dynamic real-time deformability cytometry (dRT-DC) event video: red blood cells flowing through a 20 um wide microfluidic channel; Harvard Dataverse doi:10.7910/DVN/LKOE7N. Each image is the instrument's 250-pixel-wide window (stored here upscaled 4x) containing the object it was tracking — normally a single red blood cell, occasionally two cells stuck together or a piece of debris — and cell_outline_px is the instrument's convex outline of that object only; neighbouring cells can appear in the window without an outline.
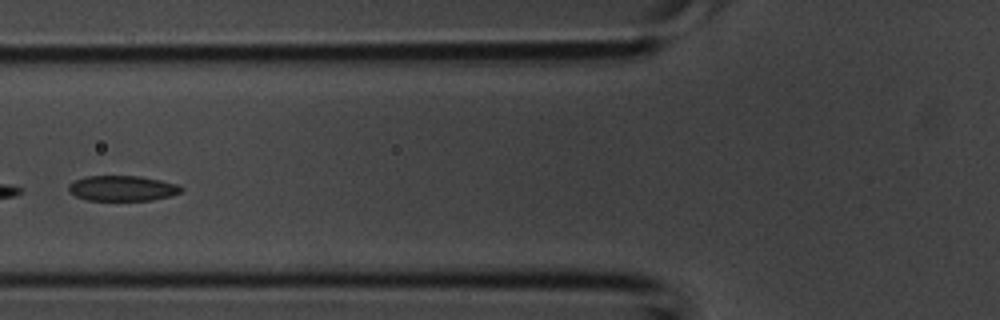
{"species": "common noctule bat (a hibernating species)", "species_latin": "Nyctalus noctula", "temperature_condition": "room temperature", "stored_images_in_passage": 4, "camera_frame_rate_fps": 3000, "um_per_image_px": 0.085, "animal": {"sex": "male", "body_mass_g": 20.1, "forearm_length_mm": 53.5}, "frame": {"image": 1, "passage_image": 4, "time_ms": 1.0, "image_size_px": [1000, 320], "cell_outline_px": [[184, 188], [180, 192], [172, 196], [152, 200], [88, 200], [76, 196], [68, 192], [68, 184], [76, 180], [88, 176], [140, 176], [160, 180], [176, 184]], "centroid_in_image_um": [10.4, 16.01], "position_along_channel_um": 115.4, "area_um2": 16.59}}